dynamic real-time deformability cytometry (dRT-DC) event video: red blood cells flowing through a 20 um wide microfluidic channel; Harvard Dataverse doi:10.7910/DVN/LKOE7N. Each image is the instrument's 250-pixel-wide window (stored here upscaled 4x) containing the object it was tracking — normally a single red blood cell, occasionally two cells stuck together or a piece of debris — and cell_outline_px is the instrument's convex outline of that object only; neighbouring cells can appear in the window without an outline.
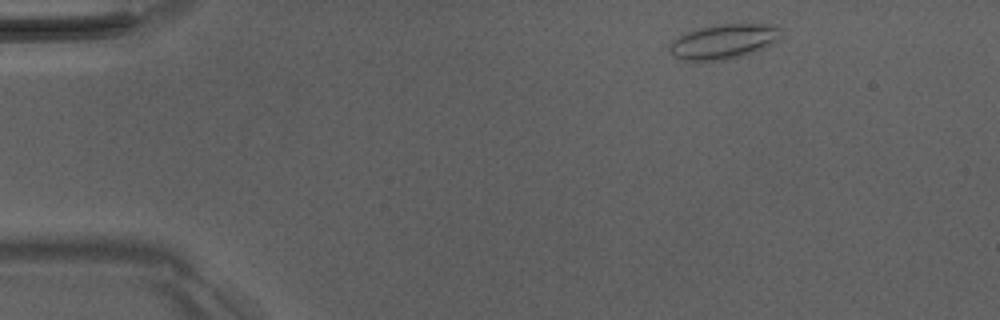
{"species": "Egyptian fruit bat (a non-hibernating species)", "species_latin": "Rousettus aegyptiacus", "temperature_condition": "room temperature", "stored_images_in_passage": 4, "camera_frame_rate_fps": 3000, "um_per_image_px": 0.085, "animal": {"sex": "male"}, "frame": {"image": 1, "passage_image": 1, "time_ms": 0.0, "image_size_px": [1000, 320], "cell_outline_px": [[780, 28], [772, 44], [756, 52], [740, 56], [720, 60], [684, 60], [672, 56], [668, 52], [668, 44], [672, 40], [688, 32], [700, 28], [716, 24], [776, 24]], "centroid_in_image_um": [61.45, 3.53], "position_along_channel_um": 23.6, "area_um2": 22.31}}